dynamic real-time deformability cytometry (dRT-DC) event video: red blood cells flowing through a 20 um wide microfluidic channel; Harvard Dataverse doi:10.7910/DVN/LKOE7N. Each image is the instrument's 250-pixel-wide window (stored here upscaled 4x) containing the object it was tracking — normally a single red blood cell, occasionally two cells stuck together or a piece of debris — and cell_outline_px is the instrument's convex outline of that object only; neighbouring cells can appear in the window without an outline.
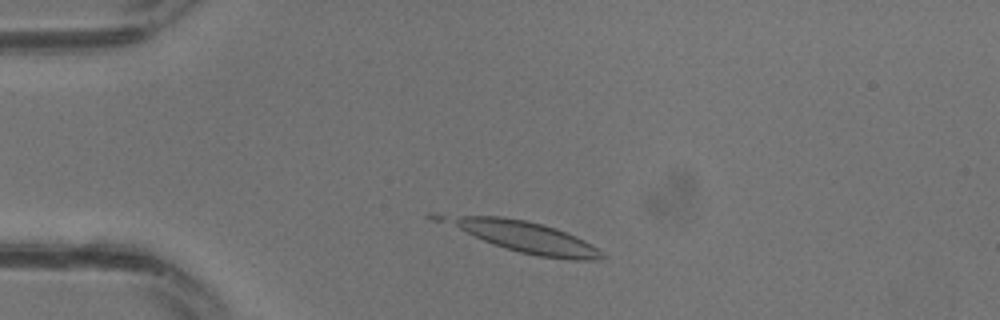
{"species": "common noctule bat (a hibernating species)", "species_latin": "Nyctalus noctula", "temperature_condition": "warm", "stored_images_in_passage": 8, "camera_frame_rate_fps": 3000, "um_per_image_px": 0.085, "animal": {"sex": "male", "body_mass_g": 13.3}, "frame": {"image": 1, "passage_image": 3, "time_ms": 0.667, "image_size_px": [1000, 320], "cell_outline_px": [[608, 256], [604, 260], [572, 260], [540, 256], [520, 252], [504, 248], [428, 220], [424, 216], [428, 212], [432, 212], [504, 216], [524, 220], [556, 228], [576, 236], [592, 244], [604, 252]], "centroid_in_image_um": [44.23, 20.04], "position_along_channel_um": 40.8, "area_um2": 30.58}}
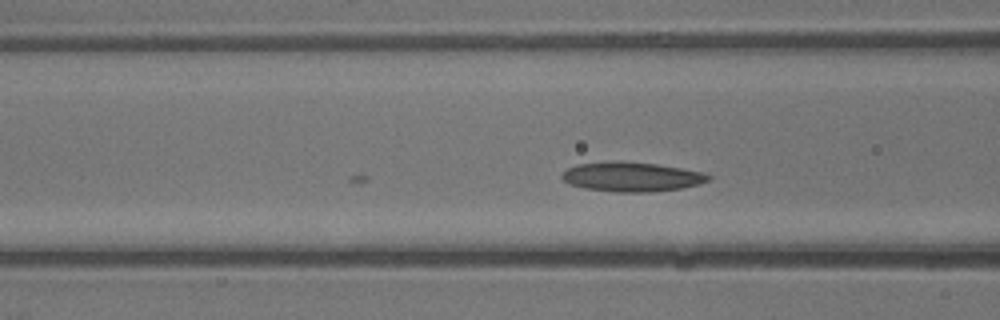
{"frame": {"image": 2, "passage_image": 8, "time_ms": 2.333, "image_size_px": [1000, 320], "cell_outline_px": [[712, 176], [708, 180], [700, 184], [680, 188], [652, 192], [616, 192], [584, 188], [568, 184], [560, 176], [568, 168], [576, 164], [620, 160], [656, 164], [704, 172]], "centroid_in_image_um": [53.68, 15.02], "position_along_channel_um": 112.9, "area_um2": 25.26}}